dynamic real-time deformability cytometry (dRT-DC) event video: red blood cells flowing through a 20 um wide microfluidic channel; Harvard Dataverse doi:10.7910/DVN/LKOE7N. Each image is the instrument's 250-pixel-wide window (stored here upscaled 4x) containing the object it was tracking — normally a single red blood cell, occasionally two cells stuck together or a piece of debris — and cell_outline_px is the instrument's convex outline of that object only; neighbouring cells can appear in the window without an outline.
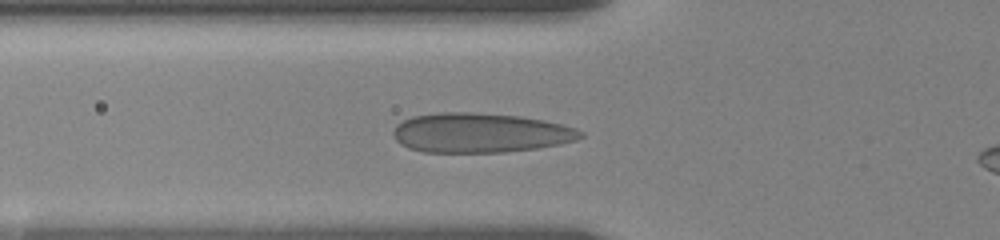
{"species": "human", "species_latin": "Homo sapiens", "temperature_condition": "room temperature", "stored_images_in_passage": 12, "camera_frame_rate_fps": 3000, "um_per_image_px": 0.085, "donor": {"sex": "female"}, "frame": {"image": 1, "passage_image": 9, "time_ms": 3.333, "image_size_px": [1000, 240], "cell_outline_px": [[584, 136], [576, 140], [560, 144], [536, 148], [504, 152], [424, 152], [408, 148], [400, 144], [392, 136], [392, 132], [396, 124], [412, 116], [440, 112], [472, 112], [520, 116], [544, 120], [576, 128], [584, 132]], "centroid_in_image_um": [40.8, 11.29], "position_along_channel_um": 85.0, "area_um2": 43.41}}
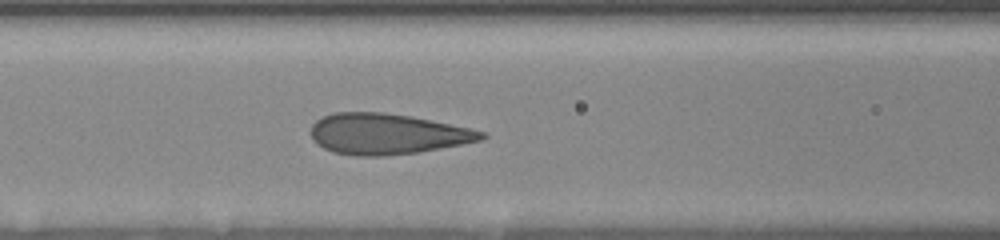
{"frame": {"image": 2, "passage_image": 12, "time_ms": 4.667, "image_size_px": [1000, 240], "cell_outline_px": [[488, 136], [484, 140], [420, 152], [384, 156], [356, 156], [332, 152], [316, 144], [312, 140], [308, 132], [312, 124], [316, 120], [332, 112], [384, 112], [412, 116], [468, 128], [484, 132]], "centroid_in_image_um": [32.86, 11.39], "position_along_channel_um": 133.7, "area_um2": 40.92}}